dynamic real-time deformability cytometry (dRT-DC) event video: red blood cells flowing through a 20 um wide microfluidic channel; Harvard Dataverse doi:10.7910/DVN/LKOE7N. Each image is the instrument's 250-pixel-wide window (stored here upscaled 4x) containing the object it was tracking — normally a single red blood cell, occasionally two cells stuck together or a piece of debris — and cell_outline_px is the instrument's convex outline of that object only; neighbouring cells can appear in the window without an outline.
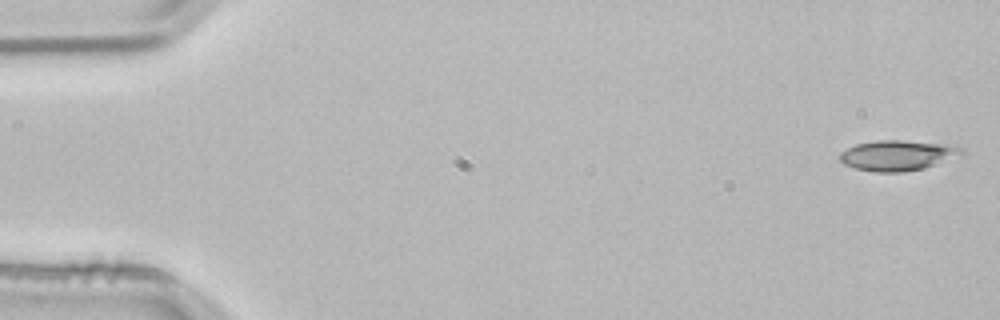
{"species": "common noctule bat (a hibernating species)", "species_latin": "Nyctalus noctula", "temperature_condition": "room temperature", "stored_images_in_passage": 14, "camera_frame_rate_fps": 3000, "um_per_image_px": 0.085, "animal": {"sex": "male", "body_mass_g": 21.5, "forearm_length_mm": 52.0}, "frame": {"image": 1, "passage_image": 1, "time_ms": 0.0, "image_size_px": [1000, 320], "cell_outline_px": [[964, 156], [924, 168], [904, 172], [876, 172], [856, 168], [844, 164], [840, 160], [840, 152], [856, 144], [876, 140], [900, 140], [936, 144], [960, 148], [964, 152]], "centroid_in_image_um": [76.28, 13.22], "position_along_channel_um": 8.7, "area_um2": 21.33}}
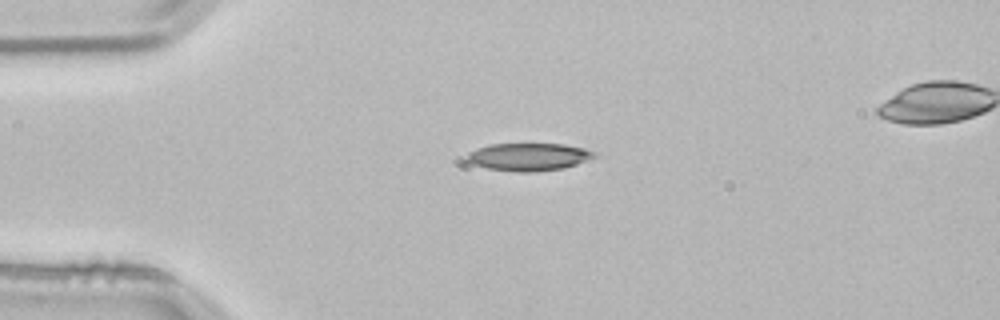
{"frame": {"image": 2, "passage_image": 12, "time_ms": 3.667, "image_size_px": [1000, 320], "cell_outline_px": [[596, 156], [588, 160], [564, 168], [536, 172], [516, 172], [488, 168], [472, 164], [464, 160], [464, 156], [468, 152], [476, 148], [492, 144], [564, 144], [584, 148], [596, 152]], "centroid_in_image_um": [44.9, 13.33], "position_along_channel_um": 40.1, "area_um2": 20.75}}